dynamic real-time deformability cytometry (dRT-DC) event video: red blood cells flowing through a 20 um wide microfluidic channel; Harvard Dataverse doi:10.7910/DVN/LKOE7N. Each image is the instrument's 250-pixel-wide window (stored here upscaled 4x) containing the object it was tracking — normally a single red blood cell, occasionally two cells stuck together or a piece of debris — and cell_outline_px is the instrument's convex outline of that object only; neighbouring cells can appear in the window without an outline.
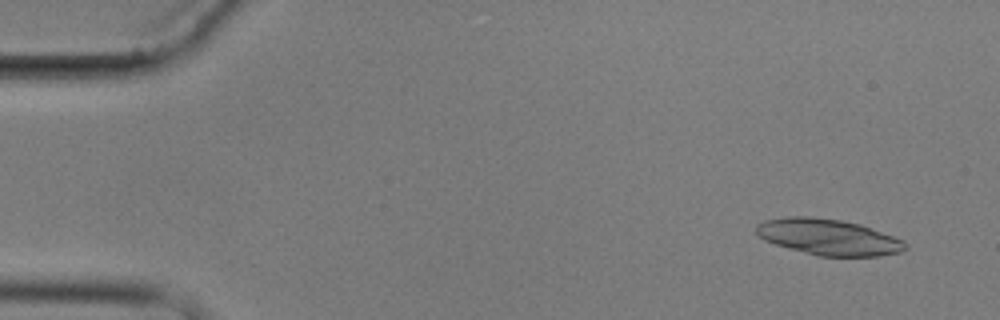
{"species": "common noctule bat (a hibernating species)", "species_latin": "Nyctalus noctula", "temperature_condition": "cold", "stored_images_in_passage": 5, "camera_frame_rate_fps": 3000, "um_per_image_px": 0.085, "animal": {"sex": "male", "body_mass_g": 17.9}, "frame": {"image": 1, "passage_image": 1, "time_ms": 0.0, "image_size_px": [1000, 320], "cell_outline_px": [[908, 248], [900, 252], [880, 256], [816, 256], [788, 248], [764, 240], [756, 232], [756, 224], [764, 220], [788, 216], [812, 216], [840, 220], [860, 224], [904, 240], [908, 244]], "centroid_in_image_um": [70.42, 20.15], "position_along_channel_um": 14.6, "area_um2": 31.44}}